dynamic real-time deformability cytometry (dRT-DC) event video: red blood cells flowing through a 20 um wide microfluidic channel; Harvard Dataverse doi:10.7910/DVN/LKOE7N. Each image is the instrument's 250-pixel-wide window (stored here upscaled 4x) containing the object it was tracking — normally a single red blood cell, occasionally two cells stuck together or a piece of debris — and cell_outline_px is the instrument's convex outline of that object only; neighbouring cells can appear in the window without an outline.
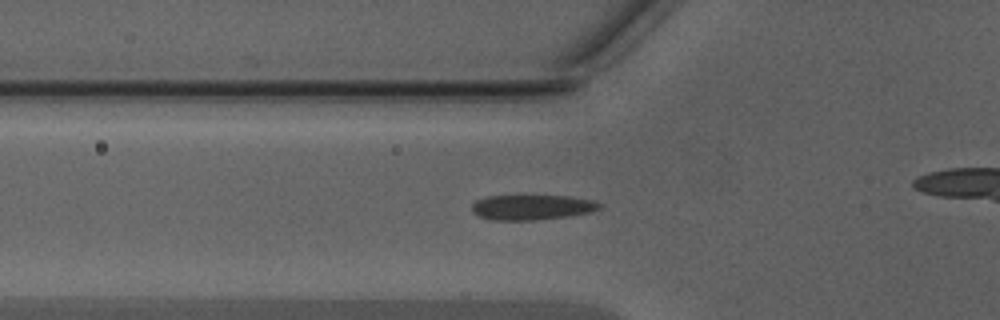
{"species": "Egyptian fruit bat (a non-hibernating species)", "species_latin": "Rousettus aegyptiacus", "temperature_condition": "warm", "stored_images_in_passage": 48, "camera_frame_rate_fps": 3000, "um_per_image_px": 0.085, "animal": {"sex": "male"}, "frame": {"image": 1, "passage_image": 17, "time_ms": 5.333, "image_size_px": [1000, 320], "cell_outline_px": [[604, 204], [600, 208], [592, 212], [568, 216], [536, 220], [492, 220], [480, 216], [472, 212], [472, 204], [476, 200], [488, 196], [568, 196], [596, 200]], "centroid_in_image_um": [45.26, 17.62], "position_along_channel_um": 80.5, "area_um2": 18.79}}
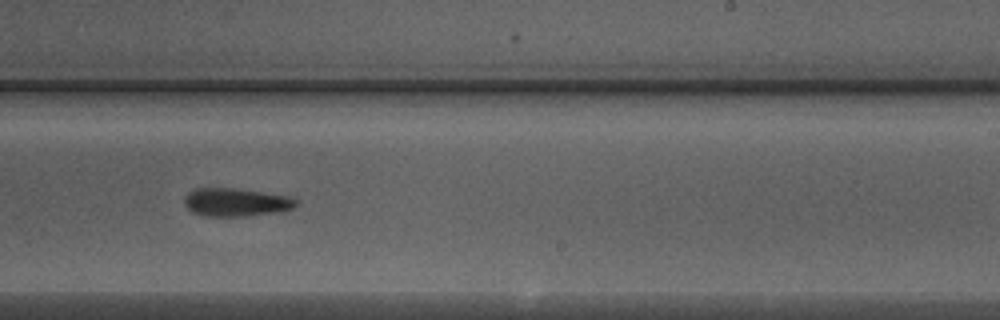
{"frame": {"image": 2, "passage_image": 30, "time_ms": 9.667, "image_size_px": [1000, 320], "cell_outline_px": [[300, 200], [292, 208], [280, 212], [248, 216], [204, 216], [192, 212], [184, 204], [184, 196], [188, 192], [196, 188], [232, 188], [288, 196]], "centroid_in_image_um": [20.04, 17.2], "position_along_channel_um": 269.0, "area_um2": 18.38}}
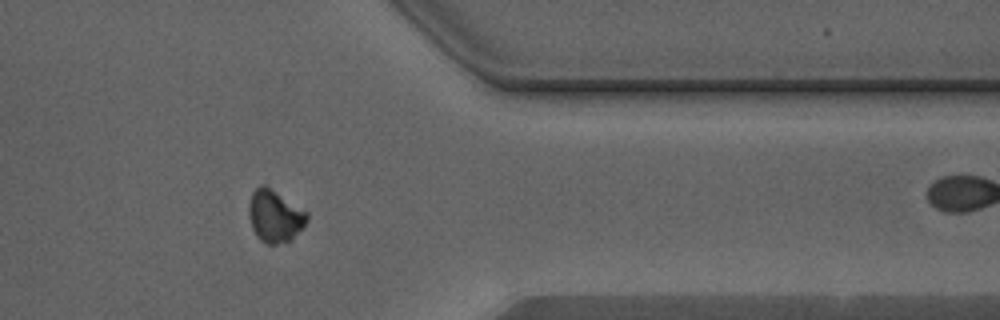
{"frame": {"image": 3, "passage_image": 39, "time_ms": 12.667, "image_size_px": [1000, 320], "cell_outline_px": [[308, 220], [288, 240], [276, 244], [268, 244], [260, 240], [256, 236], [252, 228], [248, 216], [248, 204], [252, 192], [260, 184], [264, 184], [308, 212]], "centroid_in_image_um": [23.31, 18.34], "position_along_channel_um": 388.1, "area_um2": 17.46}, "authors_computed_cell_mechanics": {"area_um2": 18.785, "velocity_mm_per_s": 4.3402, "shape_relaxation_time_tau1_ms": 2.6253, "shape_relaxation_time_tau2_ms": 3.6006, "deformation_change_tau1": 0.0916, "deformation_change_tau2": 0.0534}}